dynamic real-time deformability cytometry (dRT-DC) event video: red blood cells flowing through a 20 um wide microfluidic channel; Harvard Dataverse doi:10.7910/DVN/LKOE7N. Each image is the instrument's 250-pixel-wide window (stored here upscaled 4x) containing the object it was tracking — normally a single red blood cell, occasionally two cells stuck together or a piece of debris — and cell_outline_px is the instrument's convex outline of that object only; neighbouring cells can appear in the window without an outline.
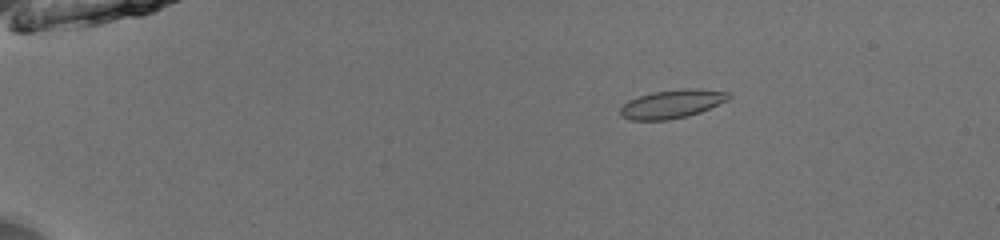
{"species": "common noctule bat (a hibernating species)", "species_latin": "Nyctalus noctula", "temperature_condition": "room temperature", "stored_images_in_passage": 53, "camera_frame_rate_fps": 3000, "um_per_image_px": 0.085, "animal": {"sex": "male", "body_mass_g": 13.0, "forearm_length_mm": 53.1}, "frame": {"image": 1, "passage_image": 11, "time_ms": 3.333, "image_size_px": [1000, 240], "cell_outline_px": [[732, 96], [728, 100], [700, 112], [688, 116], [668, 120], [632, 120], [620, 116], [620, 108], [628, 100], [652, 92], [684, 88], [700, 88], [728, 92]], "centroid_in_image_um": [57.13, 8.83], "position_along_channel_um": 27.9, "area_um2": 18.09}}
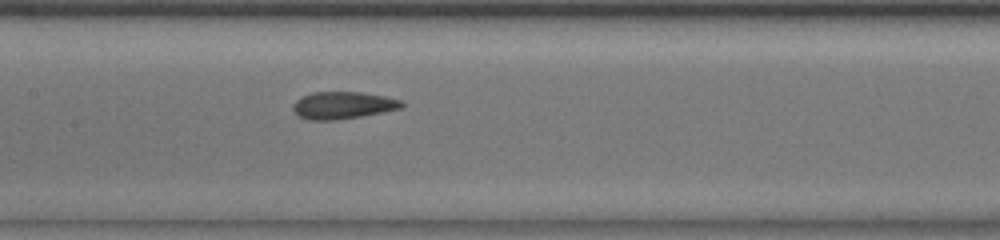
{"frame": {"image": 2, "passage_image": 29, "time_ms": 9.333, "image_size_px": [1000, 240], "cell_outline_px": [[404, 104], [400, 108], [360, 116], [336, 120], [308, 120], [300, 116], [292, 108], [292, 104], [300, 96], [312, 92], [360, 92], [384, 96], [400, 100]], "centroid_in_image_um": [29.08, 8.94], "position_along_channel_um": 178.3, "area_um2": 17.05}}
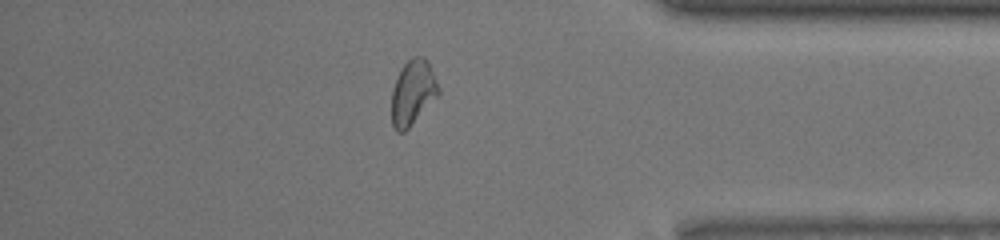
{"frame": {"image": 3, "passage_image": 47, "time_ms": 15.333, "image_size_px": [1000, 240], "cell_outline_px": [[440, 92], [408, 128], [404, 132], [396, 132], [392, 124], [392, 88], [404, 64], [412, 56], [424, 56], [428, 60], [440, 88]], "centroid_in_image_um": [35.09, 7.84], "position_along_channel_um": 400.1, "area_um2": 17.51}, "authors_computed_cell_mechanics": {"area_um2": 17.5134, "velocity_mm_per_s": 3.9753, "shape_relaxation_time_tau1_ms": null, "shape_relaxation_time_tau2_ms": 1.0139, "deformation_change_tau1": null, "deformation_change_tau2": 0.0846}}